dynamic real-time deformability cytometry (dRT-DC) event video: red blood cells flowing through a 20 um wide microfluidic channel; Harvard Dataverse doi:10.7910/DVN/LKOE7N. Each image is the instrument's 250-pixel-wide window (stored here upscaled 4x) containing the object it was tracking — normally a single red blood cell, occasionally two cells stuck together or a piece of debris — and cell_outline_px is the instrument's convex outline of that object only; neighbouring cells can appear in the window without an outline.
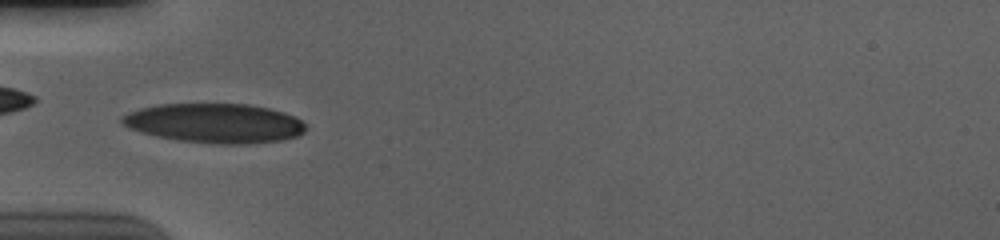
{"species": "human", "species_latin": "Homo sapiens", "temperature_condition": "cold", "stored_images_in_passage": 55, "camera_frame_rate_fps": 3000, "um_per_image_px": 0.085, "donor": {"sex": "male"}, "frame": {"image": 1, "passage_image": 18, "time_ms": 5.667, "image_size_px": [1000, 240], "cell_outline_px": [[304, 132], [300, 136], [280, 140], [248, 144], [212, 144], [176, 140], [156, 136], [140, 132], [128, 128], [120, 124], [120, 116], [128, 112], [140, 108], [160, 104], [248, 104], [268, 108], [284, 112], [296, 116], [304, 124]], "centroid_in_image_um": [18.21, 10.48], "position_along_channel_um": 66.8, "area_um2": 42.6}}
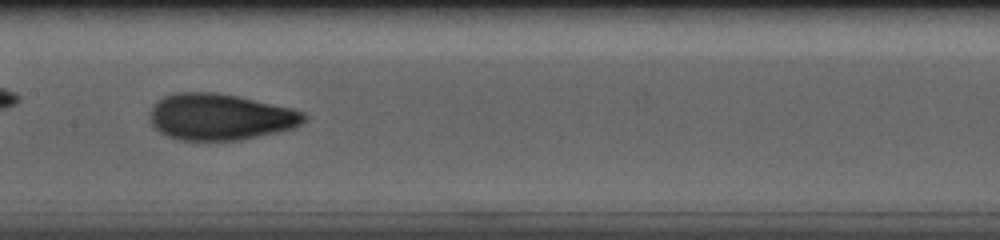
{"frame": {"image": 2, "passage_image": 28, "time_ms": 9.0, "image_size_px": [1000, 240], "cell_outline_px": [[308, 120], [292, 128], [276, 132], [240, 140], [180, 140], [168, 136], [160, 132], [148, 120], [148, 112], [164, 96], [176, 92], [216, 92], [236, 96], [292, 108], [304, 112], [308, 116]], "centroid_in_image_um": [18.71, 9.93], "position_along_channel_um": 188.7, "area_um2": 41.62}}
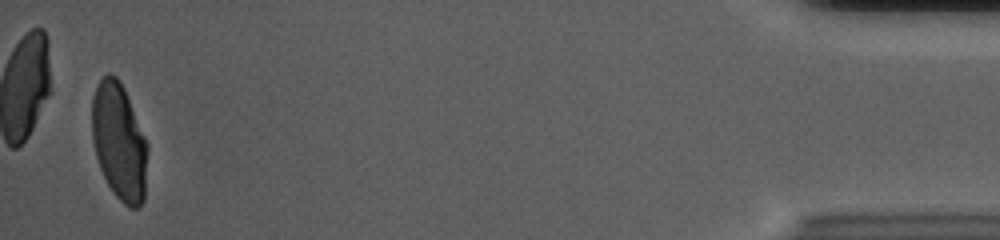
{"frame": {"image": 3, "passage_image": 54, "time_ms": 17.667, "image_size_px": [1000, 240], "cell_outline_px": [[148, 148], [144, 200], [140, 208], [128, 208], [112, 192], [100, 168], [96, 156], [92, 140], [92, 96], [96, 84], [108, 72], [116, 76], [120, 80], [124, 88], [144, 136]], "centroid_in_image_um": [10.12, 12.05], "position_along_channel_um": 425.1, "area_um2": 38.03}, "authors_computed_cell_mechanics": {"area_um2": 39.304, "velocity_mm_per_s": 3.6873, "shape_relaxation_time_tau1_ms": 5.3285, "shape_relaxation_time_tau2_ms": 1.1192, "deformation_change_tau1": 0.203, "deformation_change_tau2": 0.0628}}